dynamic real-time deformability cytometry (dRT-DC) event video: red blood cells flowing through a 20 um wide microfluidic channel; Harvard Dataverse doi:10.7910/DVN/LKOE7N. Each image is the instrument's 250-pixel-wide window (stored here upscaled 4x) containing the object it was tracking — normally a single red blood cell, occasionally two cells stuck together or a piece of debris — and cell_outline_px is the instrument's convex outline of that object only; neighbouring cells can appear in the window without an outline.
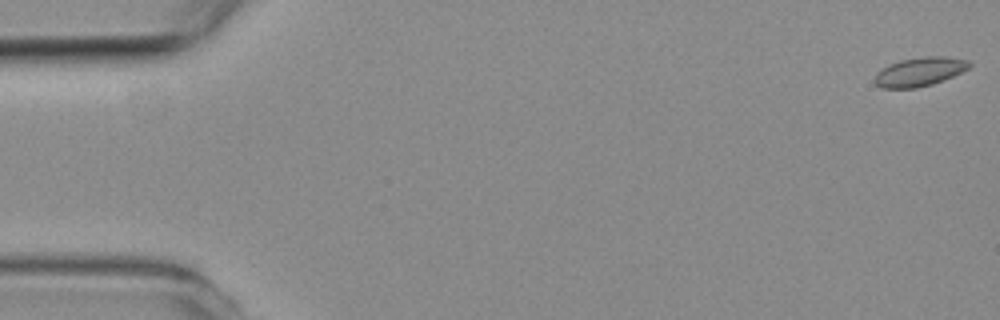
{"species": "common noctule bat (a hibernating species)", "species_latin": "Nyctalus noctula", "temperature_condition": "room temperature", "stored_images_in_passage": 3, "segment_of_instrument_passage": [1, 2], "camera_frame_rate_fps": 3000, "um_per_image_px": 0.085, "animal": {"sex": "female", "body_mass_g": 19.3, "forearm_length_mm": 54.1}, "frame": {"image": 1, "passage_image": 1, "time_ms": 0.0, "image_size_px": [1000, 320], "cell_outline_px": [[972, 64], [968, 68], [944, 80], [932, 84], [916, 88], [884, 88], [876, 84], [876, 72], [900, 60], [924, 56], [944, 56], [968, 60]], "centroid_in_image_um": [78.2, 6.09], "position_along_channel_um": 6.8, "area_um2": 15.66}}